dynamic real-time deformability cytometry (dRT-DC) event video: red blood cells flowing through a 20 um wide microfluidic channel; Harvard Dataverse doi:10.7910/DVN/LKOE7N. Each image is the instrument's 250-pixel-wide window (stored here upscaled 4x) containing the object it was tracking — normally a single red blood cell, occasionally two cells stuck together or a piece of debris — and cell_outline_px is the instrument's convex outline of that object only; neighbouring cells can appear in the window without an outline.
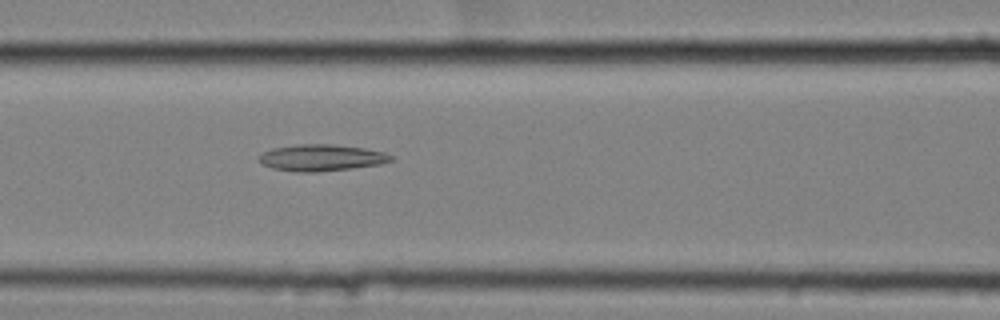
{"species": "common noctule bat (a hibernating species)", "species_latin": "Nyctalus noctula", "temperature_condition": "cold", "stored_images_in_passage": 39, "camera_frame_rate_fps": 3000, "um_per_image_px": 0.085, "animal": {"sex": "female", "body_mass_g": 25.1}, "frame": {"image": 1, "passage_image": 12, "time_ms": 3.667, "image_size_px": [1000, 320], "cell_outline_px": [[392, 160], [380, 164], [352, 168], [316, 172], [296, 172], [272, 168], [264, 164], [256, 156], [272, 148], [296, 144], [332, 144], [364, 148], [384, 152], [392, 156]], "centroid_in_image_um": [27.29, 13.4], "position_along_channel_um": 139.3, "area_um2": 20.35}}
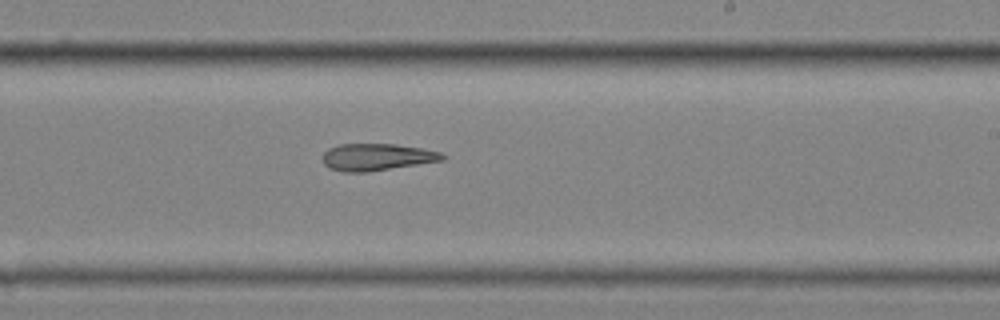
{"frame": {"image": 2, "passage_image": 22, "time_ms": 7.0, "image_size_px": [1000, 320], "cell_outline_px": [[448, 156], [444, 160], [368, 172], [344, 172], [328, 168], [324, 164], [324, 152], [328, 148], [340, 144], [396, 144], [420, 148], [440, 152]], "centroid_in_image_um": [32.04, 13.35], "position_along_channel_um": 257.0, "area_um2": 18.84}}
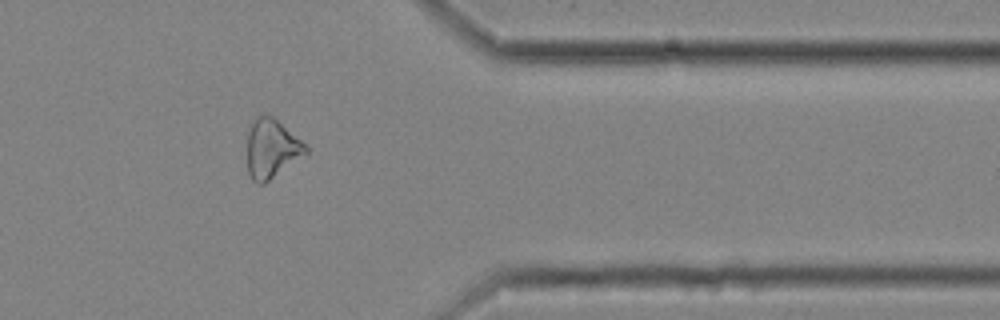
{"frame": {"image": 3, "passage_image": 34, "time_ms": 11.0, "image_size_px": [1000, 320], "cell_outline_px": [[308, 152], [264, 184], [260, 184], [252, 180], [248, 172], [248, 132], [252, 124], [264, 112], [272, 116], [300, 140], [308, 148]], "centroid_in_image_um": [23.07, 12.65], "position_along_channel_um": 388.3, "area_um2": 19.59}}